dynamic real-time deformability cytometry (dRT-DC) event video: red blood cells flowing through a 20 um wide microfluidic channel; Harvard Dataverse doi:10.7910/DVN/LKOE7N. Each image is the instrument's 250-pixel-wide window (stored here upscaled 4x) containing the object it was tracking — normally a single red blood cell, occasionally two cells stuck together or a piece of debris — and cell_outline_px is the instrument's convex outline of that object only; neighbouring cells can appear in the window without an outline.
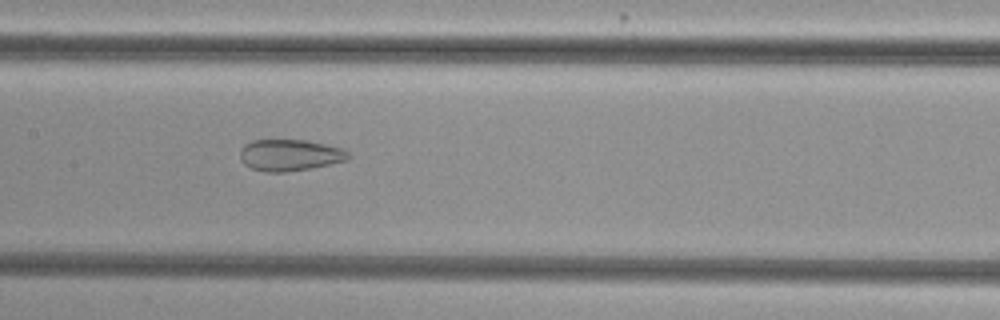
{"species": "common noctule bat (a hibernating species)", "species_latin": "Nyctalus noctula", "temperature_condition": "cold", "stored_images_in_passage": 38, "camera_frame_rate_fps": 3000, "um_per_image_px": 0.085, "animal": {"sex": "female", "body_mass_g": 29.2, "forearm_length_mm": 56.3}, "frame": {"image": 1, "passage_image": 11, "time_ms": 3.333, "image_size_px": [1000, 320], "cell_outline_px": [[348, 160], [332, 164], [312, 168], [288, 172], [264, 172], [252, 168], [244, 164], [240, 160], [240, 152], [244, 144], [252, 140], [308, 140], [344, 148], [348, 152]], "centroid_in_image_um": [24.64, 13.19], "position_along_channel_um": 182.8, "area_um2": 20.11}}
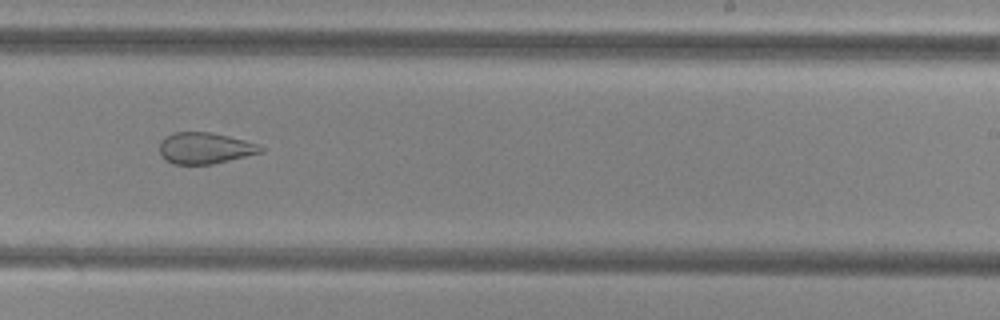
{"frame": {"image": 2, "passage_image": 18, "time_ms": 5.667, "image_size_px": [1000, 320], "cell_outline_px": [[264, 152], [212, 164], [172, 164], [160, 156], [160, 140], [164, 136], [172, 132], [212, 132], [244, 140], [256, 144], [264, 148]], "centroid_in_image_um": [17.38, 12.59], "position_along_channel_um": 271.6, "area_um2": 18.55}}
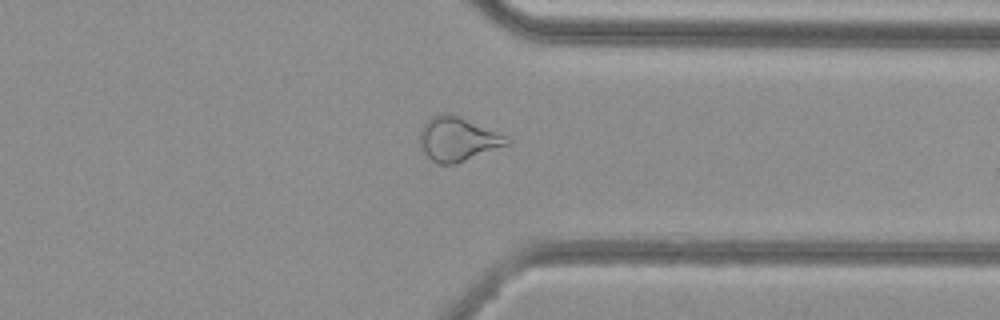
{"frame": {"image": 3, "passage_image": 26, "time_ms": 8.333, "image_size_px": [1000, 320], "cell_outline_px": [[512, 144], [456, 164], [436, 164], [424, 152], [420, 144], [420, 132], [424, 124], [432, 116], [444, 112], [456, 116], [508, 136], [512, 140]], "centroid_in_image_um": [38.94, 11.85], "position_along_channel_um": 372.5, "area_um2": 22.25}, "authors_computed_cell_mechanics": {"area_um2": 21.675, "velocity_mm_per_s": 3.8151, "shape_relaxation_time_tau1_ms": null, "shape_relaxation_time_tau2_ms": 2.01, "deformation_change_tau1": null, "deformation_change_tau2": 0.0997}}